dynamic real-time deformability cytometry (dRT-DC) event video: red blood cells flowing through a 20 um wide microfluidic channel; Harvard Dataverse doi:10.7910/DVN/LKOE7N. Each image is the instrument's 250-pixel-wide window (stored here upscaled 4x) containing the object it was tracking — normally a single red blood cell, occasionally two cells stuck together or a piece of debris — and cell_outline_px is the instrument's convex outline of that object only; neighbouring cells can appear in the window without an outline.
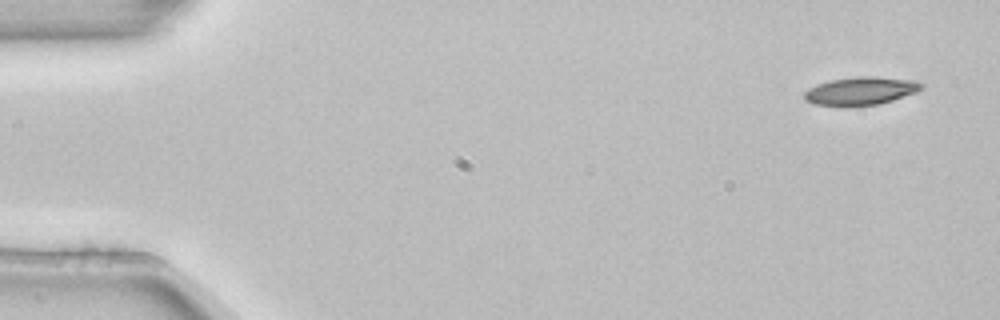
{"species": "common noctule bat (a hibernating species)", "species_latin": "Nyctalus noctula", "temperature_condition": "room temperature", "stored_images_in_passage": 5, "camera_frame_rate_fps": 3000, "um_per_image_px": 0.085, "animal": {"sex": "female", "body_mass_g": 22.7, "forearm_length_mm": 54.2}, "frame": {"image": 1, "passage_image": 1, "time_ms": 0.0, "image_size_px": [1000, 320], "cell_outline_px": [[924, 88], [916, 92], [880, 104], [848, 108], [812, 104], [804, 100], [804, 92], [808, 88], [832, 80], [856, 76], [872, 76], [916, 80], [924, 84]], "centroid_in_image_um": [73.15, 7.76], "position_along_channel_um": 11.8, "area_um2": 19.65}}
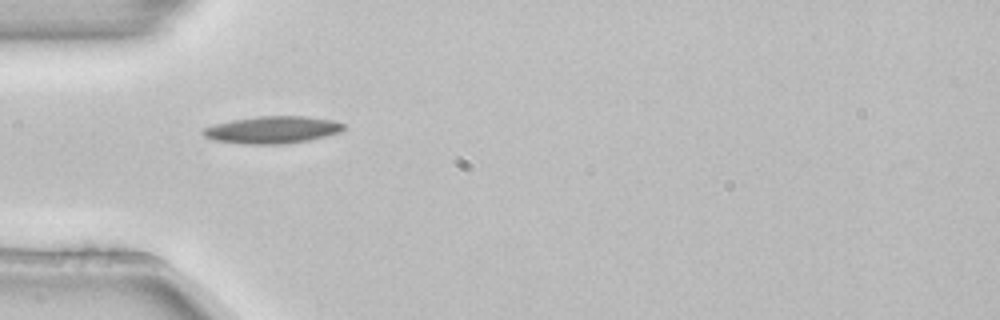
{"frame": {"image": 2, "passage_image": 4, "time_ms": 1.0, "image_size_px": [1000, 320], "cell_outline_px": [[344, 128], [340, 132], [308, 140], [284, 144], [244, 144], [212, 140], [204, 136], [200, 132], [204, 128], [216, 124], [232, 120], [256, 116], [304, 116], [332, 120], [344, 124]], "centroid_in_image_um": [23.11, 11.03], "position_along_channel_um": 61.9, "area_um2": 22.2}}